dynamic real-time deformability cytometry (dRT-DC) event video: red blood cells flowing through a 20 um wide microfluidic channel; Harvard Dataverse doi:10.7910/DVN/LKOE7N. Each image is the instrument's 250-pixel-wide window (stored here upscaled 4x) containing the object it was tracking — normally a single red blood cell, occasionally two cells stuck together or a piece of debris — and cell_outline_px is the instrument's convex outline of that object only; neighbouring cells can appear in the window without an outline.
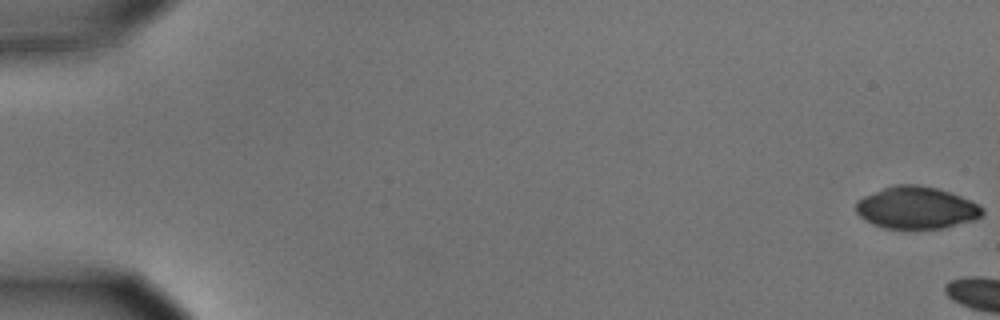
{"species": "common noctule bat (a hibernating species)", "species_latin": "Nyctalus noctula", "temperature_condition": "cold", "stored_images_in_passage": 7, "camera_frame_rate_fps": 3000, "um_per_image_px": 0.085, "animal": {"sex": "male", "body_mass_g": 15.6}, "frame": {"image": 1, "passage_image": 1, "time_ms": 0.0, "image_size_px": [1000, 320], "cell_outline_px": [[984, 216], [976, 220], [944, 228], [884, 228], [872, 224], [860, 216], [856, 212], [856, 200], [864, 196], [892, 184], [920, 184], [936, 188], [960, 196], [980, 204], [984, 208]], "centroid_in_image_um": [77.92, 17.65], "position_along_channel_um": 7.1, "area_um2": 31.33}}